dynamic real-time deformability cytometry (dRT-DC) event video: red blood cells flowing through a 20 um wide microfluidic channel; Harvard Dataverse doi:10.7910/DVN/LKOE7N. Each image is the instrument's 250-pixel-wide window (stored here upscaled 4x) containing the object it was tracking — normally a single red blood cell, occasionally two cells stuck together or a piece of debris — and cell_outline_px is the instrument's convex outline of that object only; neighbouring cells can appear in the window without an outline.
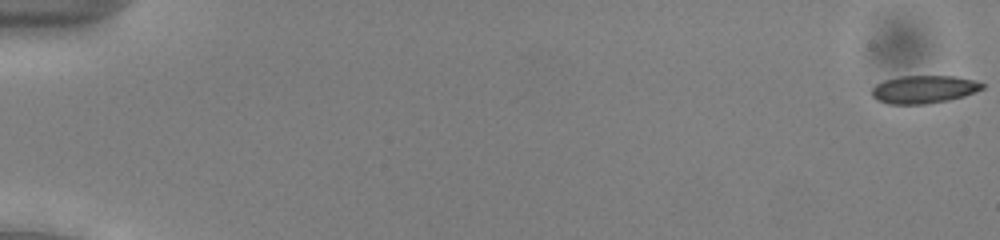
{"species": "common noctule bat (a hibernating species)", "species_latin": "Nyctalus noctula", "temperature_condition": "cold", "stored_images_in_passage": 54, "camera_frame_rate_fps": 3000, "um_per_image_px": 0.085, "animal": {"sex": "male", "body_mass_g": 13.0, "forearm_length_mm": 53.1}, "frame": {"image": 1, "passage_image": 1, "time_ms": 0.0, "image_size_px": [1000, 240], "cell_outline_px": [[984, 88], [964, 96], [948, 100], [928, 104], [888, 104], [876, 100], [872, 96], [872, 88], [876, 84], [884, 80], [900, 76], [956, 76], [972, 80], [984, 84]], "centroid_in_image_um": [78.49, 7.6], "position_along_channel_um": 6.5, "area_um2": 17.98}}
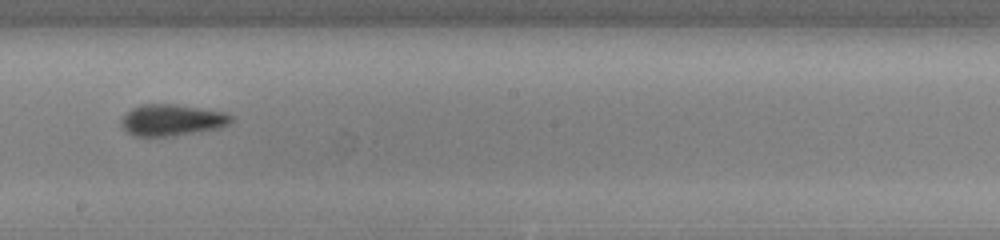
{"frame": {"image": 2, "passage_image": 32, "time_ms": 10.333, "image_size_px": [1000, 240], "cell_outline_px": [[232, 120], [228, 124], [220, 128], [172, 136], [132, 136], [120, 124], [120, 120], [132, 108], [140, 104], [176, 104], [224, 112], [232, 116]], "centroid_in_image_um": [14.59, 10.2], "position_along_channel_um": 233.6, "area_um2": 20.06}}
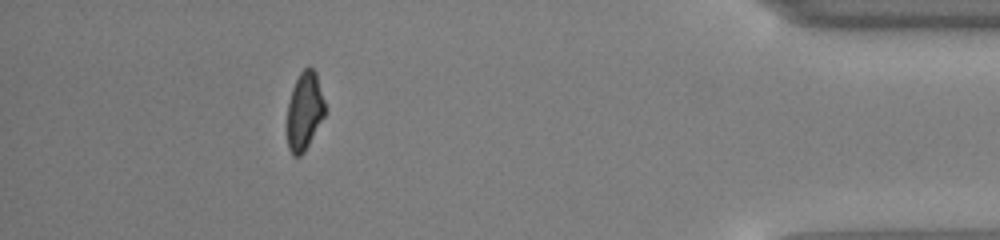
{"frame": {"image": 3, "passage_image": 49, "time_ms": 16.0, "image_size_px": [1000, 240], "cell_outline_px": [[324, 116], [304, 152], [300, 156], [292, 156], [288, 148], [288, 104], [292, 88], [300, 72], [304, 68], [312, 68], [316, 72], [324, 100]], "centroid_in_image_um": [25.87, 9.44], "position_along_channel_um": 409.3, "area_um2": 16.88}, "authors_computed_cell_mechanics": {"area_um2": 18.8717, "velocity_mm_per_s": 3.9402, "shape_relaxation_time_tau1_ms": 2.8621, "shape_relaxation_time_tau2_ms": 2.8574, "deformation_change_tau1": 0.091, "deformation_change_tau2": 0.0756}}